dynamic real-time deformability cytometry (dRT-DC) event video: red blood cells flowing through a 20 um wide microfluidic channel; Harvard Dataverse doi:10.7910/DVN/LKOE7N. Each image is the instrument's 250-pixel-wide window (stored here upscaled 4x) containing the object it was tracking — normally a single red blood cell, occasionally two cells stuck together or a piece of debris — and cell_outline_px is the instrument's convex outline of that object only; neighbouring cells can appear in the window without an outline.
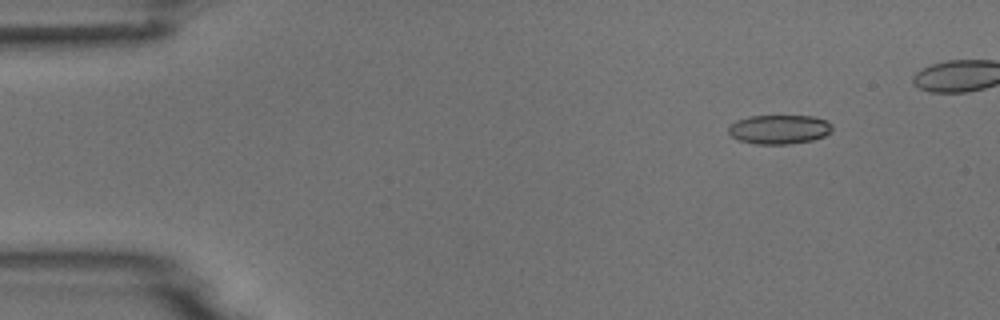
{"species": "common noctule bat (a hibernating species)", "species_latin": "Nyctalus noctula", "temperature_condition": "room temperature", "stored_images_in_passage": 6, "camera_frame_rate_fps": 3000, "um_per_image_px": 0.085, "animal": {"sex": "male", "body_mass_g": 18.8}, "frame": {"image": 1, "passage_image": 2, "time_ms": 1.333, "image_size_px": [1000, 320], "cell_outline_px": [[832, 128], [824, 136], [812, 140], [788, 144], [756, 144], [740, 140], [732, 136], [728, 132], [728, 128], [736, 120], [748, 116], [812, 116], [828, 120], [832, 124]], "centroid_in_image_um": [66.24, 10.99], "position_along_channel_um": 18.8, "area_um2": 17.57}}
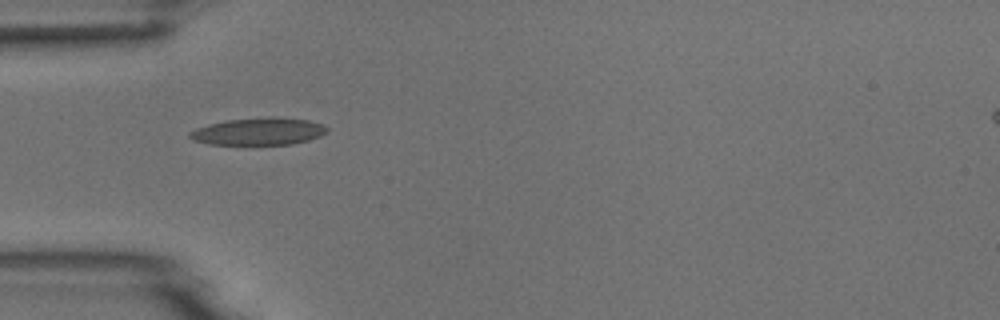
{"frame": {"image": 2, "passage_image": 6, "time_ms": 7.333, "image_size_px": [1000, 320], "cell_outline_px": [[328, 132], [320, 136], [308, 140], [292, 144], [208, 144], [192, 140], [188, 136], [188, 132], [196, 128], [208, 124], [224, 120], [272, 116], [276, 116], [308, 120], [324, 124], [328, 128]], "centroid_in_image_um": [21.98, 11.15], "position_along_channel_um": 63.0, "area_um2": 22.08}}